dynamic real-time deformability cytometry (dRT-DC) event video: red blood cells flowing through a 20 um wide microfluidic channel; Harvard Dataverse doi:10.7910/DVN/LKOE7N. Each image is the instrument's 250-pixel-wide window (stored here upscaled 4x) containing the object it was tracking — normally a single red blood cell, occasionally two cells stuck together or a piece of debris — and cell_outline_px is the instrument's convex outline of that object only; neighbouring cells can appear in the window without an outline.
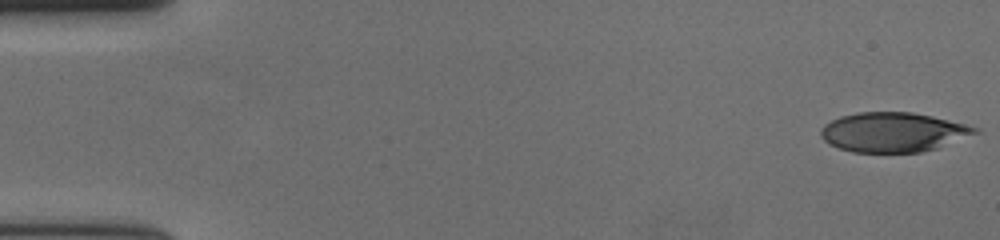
{"species": "human", "species_latin": "Homo sapiens", "temperature_condition": "cold", "stored_images_in_passage": 17, "camera_frame_rate_fps": 3000, "um_per_image_px": 0.085, "donor": {"sex": "female"}, "frame": {"image": 1, "passage_image": 1, "time_ms": 0.0, "image_size_px": [1000, 240], "cell_outline_px": [[980, 132], [936, 148], [920, 152], [852, 152], [828, 144], [820, 136], [820, 128], [824, 124], [840, 116], [860, 112], [912, 112], [932, 116], [980, 128]], "centroid_in_image_um": [75.88, 11.23], "position_along_channel_um": 9.1, "area_um2": 35.43}}
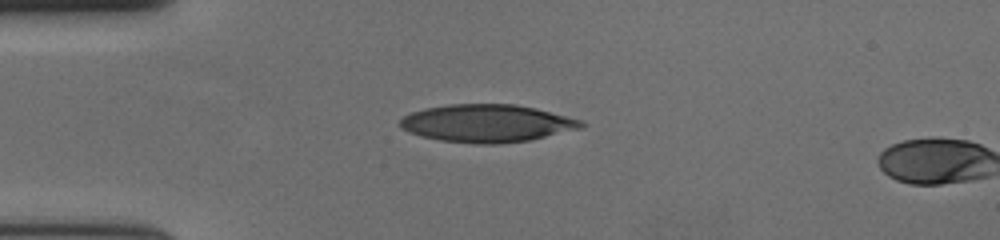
{"frame": {"image": 2, "passage_image": 15, "time_ms": 4.667, "image_size_px": [1000, 240], "cell_outline_px": [[588, 124], [584, 128], [532, 140], [500, 144], [476, 144], [440, 140], [420, 136], [408, 132], [400, 128], [400, 120], [404, 116], [412, 112], [424, 108], [448, 104], [516, 104], [536, 108], [584, 120]], "centroid_in_image_um": [41.45, 10.49], "position_along_channel_um": 43.5, "area_um2": 40.4}}